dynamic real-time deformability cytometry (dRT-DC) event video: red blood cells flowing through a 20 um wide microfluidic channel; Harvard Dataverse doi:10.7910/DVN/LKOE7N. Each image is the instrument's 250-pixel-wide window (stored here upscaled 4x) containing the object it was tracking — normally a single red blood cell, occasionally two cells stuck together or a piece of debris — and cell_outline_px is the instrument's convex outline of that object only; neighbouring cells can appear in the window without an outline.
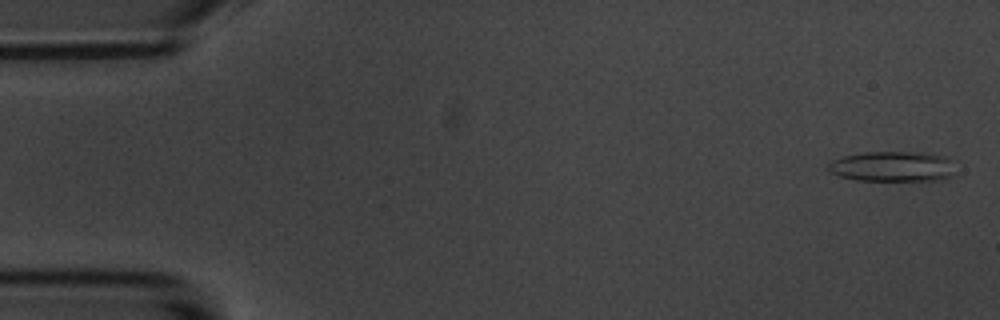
{"species": "common noctule bat (a hibernating species)", "species_latin": "Nyctalus noctula", "temperature_condition": "room temperature", "stored_images_in_passage": 4, "camera_frame_rate_fps": 3000, "um_per_image_px": 0.085, "animal": {"sex": "male", "body_mass_g": 20.1, "forearm_length_mm": 53.5}, "frame": {"image": 1, "passage_image": 1, "time_ms": 0.0, "image_size_px": [1000, 320], "cell_outline_px": [[952, 160], [948, 176], [940, 180], [856, 180], [840, 176], [832, 172], [828, 168], [828, 164], [832, 160], [844, 156], [864, 152], [904, 152], [944, 156]], "centroid_in_image_um": [75.77, 14.15], "position_along_channel_um": 9.2, "area_um2": 21.73}}